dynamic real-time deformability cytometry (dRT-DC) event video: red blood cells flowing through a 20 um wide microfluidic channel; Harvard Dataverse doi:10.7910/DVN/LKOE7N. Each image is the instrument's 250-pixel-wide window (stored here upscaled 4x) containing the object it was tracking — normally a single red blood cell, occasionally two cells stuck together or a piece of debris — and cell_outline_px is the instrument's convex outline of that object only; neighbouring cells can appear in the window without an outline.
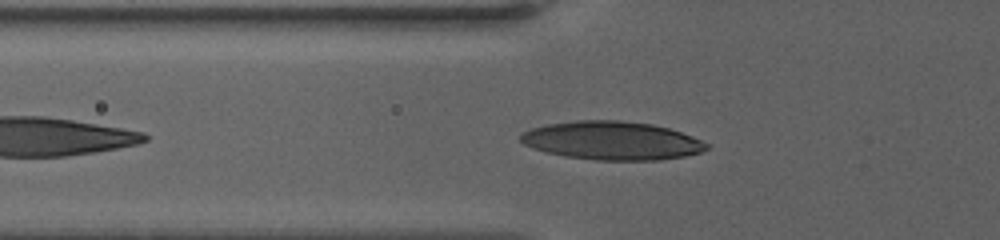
{"species": "human", "species_latin": "Homo sapiens", "temperature_condition": "warm", "stored_images_in_passage": 12, "camera_frame_rate_fps": 3000, "um_per_image_px": 0.085, "donor": {"sex": "female"}, "frame": {"image": 1, "passage_image": 8, "time_ms": 1.667, "image_size_px": [1000, 240], "cell_outline_px": [[708, 148], [700, 152], [684, 156], [660, 160], [596, 160], [564, 156], [532, 148], [524, 144], [520, 140], [520, 136], [524, 132], [532, 128], [548, 124], [576, 120], [620, 120], [652, 124], [668, 128], [692, 136], [708, 144]], "centroid_in_image_um": [52.01, 11.95], "position_along_channel_um": 73.8, "area_um2": 41.44}}
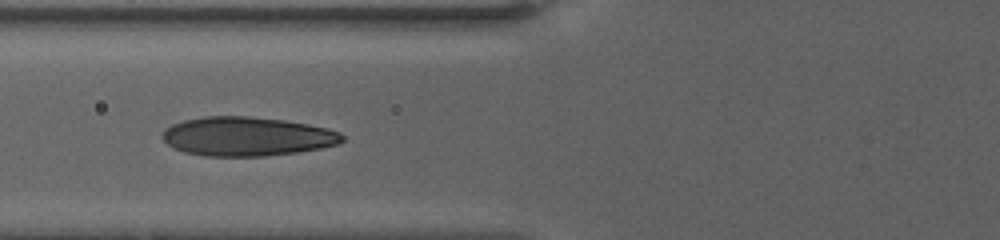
{"frame": {"image": 2, "passage_image": 11, "time_ms": 2.667, "image_size_px": [1000, 240], "cell_outline_px": [[344, 140], [336, 144], [320, 148], [300, 152], [264, 156], [204, 156], [184, 152], [172, 148], [160, 136], [164, 128], [172, 124], [184, 120], [204, 116], [248, 116], [284, 120], [308, 124], [328, 128], [340, 132], [344, 136]], "centroid_in_image_um": [20.96, 11.6], "position_along_channel_um": 104.8, "area_um2": 41.21}}